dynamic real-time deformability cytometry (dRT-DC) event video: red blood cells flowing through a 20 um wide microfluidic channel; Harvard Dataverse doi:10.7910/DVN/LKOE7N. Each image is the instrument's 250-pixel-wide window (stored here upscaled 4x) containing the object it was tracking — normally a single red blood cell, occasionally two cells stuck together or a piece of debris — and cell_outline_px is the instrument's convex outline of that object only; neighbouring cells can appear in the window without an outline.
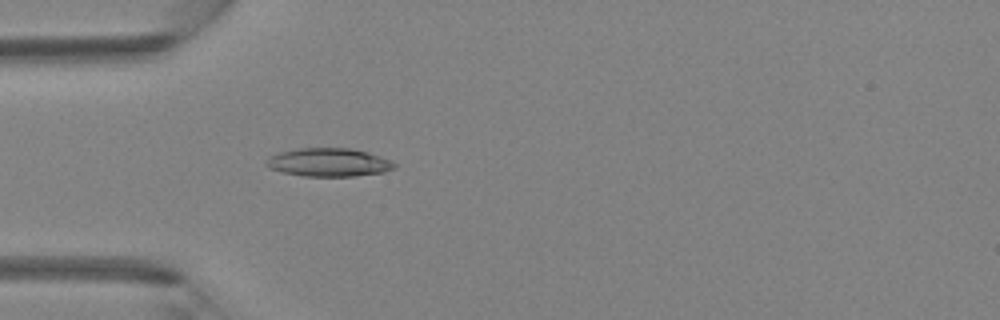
{"species": "Egyptian fruit bat (a non-hibernating species)", "species_latin": "Rousettus aegyptiacus", "temperature_condition": "room temperature", "stored_images_in_passage": 3, "camera_frame_rate_fps": 3000, "um_per_image_px": 0.085, "animal": {"sex": "female"}, "frame": {"image": 1, "passage_image": 3, "time_ms": 0.667, "image_size_px": [1000, 320], "cell_outline_px": [[396, 168], [384, 172], [352, 176], [304, 176], [280, 172], [268, 168], [264, 164], [264, 160], [268, 156], [280, 152], [300, 148], [352, 148], [368, 152], [388, 160], [396, 164]], "centroid_in_image_um": [27.88, 13.8], "position_along_channel_um": 57.1, "area_um2": 21.27}}